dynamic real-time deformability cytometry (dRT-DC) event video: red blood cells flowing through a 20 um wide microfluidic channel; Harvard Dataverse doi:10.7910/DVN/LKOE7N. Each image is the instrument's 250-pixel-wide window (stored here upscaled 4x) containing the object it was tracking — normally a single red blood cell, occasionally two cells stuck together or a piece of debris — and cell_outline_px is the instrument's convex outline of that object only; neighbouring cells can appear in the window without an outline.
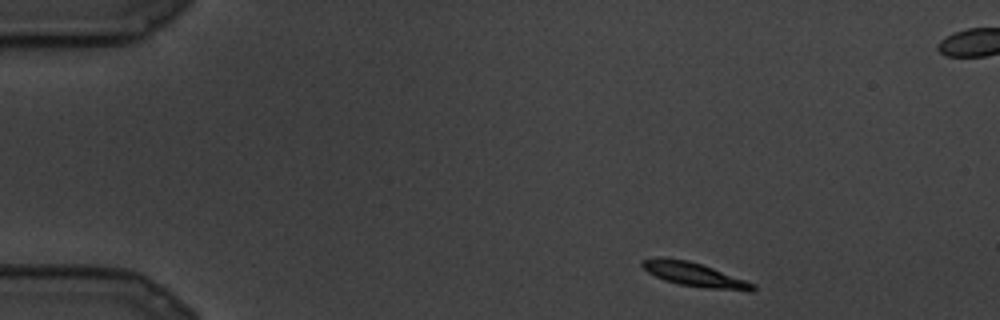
{"species": "common noctule bat (a hibernating species)", "species_latin": "Nyctalus noctula", "temperature_condition": "cold", "stored_images_in_passage": 15, "camera_frame_rate_fps": 3000, "um_per_image_px": 0.085, "animal": {"sex": "male", "body_mass_g": 19.5, "forearm_length_mm": 54.6}, "frame": {"image": 1, "passage_image": 1, "time_ms": 0.0, "image_size_px": [1000, 320], "cell_outline_px": [[756, 288], [752, 292], [748, 292], [704, 288], [680, 284], [664, 280], [648, 272], [640, 264], [640, 260], [688, 260], [712, 268], [756, 284]], "centroid_in_image_um": [59.16, 23.41], "position_along_channel_um": 25.8, "area_um2": 14.91}}